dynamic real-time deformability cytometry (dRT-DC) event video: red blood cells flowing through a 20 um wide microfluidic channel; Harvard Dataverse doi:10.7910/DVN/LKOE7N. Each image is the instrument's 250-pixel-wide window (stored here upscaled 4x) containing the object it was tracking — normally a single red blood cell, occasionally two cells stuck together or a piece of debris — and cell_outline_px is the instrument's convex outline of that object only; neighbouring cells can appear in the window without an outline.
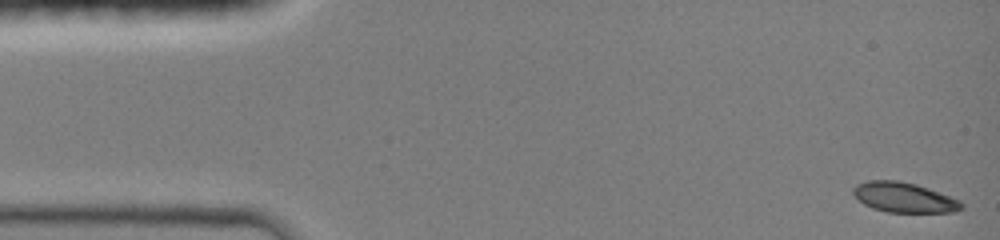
{"species": "common noctule bat (a hibernating species)", "species_latin": "Nyctalus noctula", "temperature_condition": "room temperature", "stored_images_in_passage": 45, "camera_frame_rate_fps": 3000, "um_per_image_px": 0.085, "animal": {"sex": "female", "body_mass_g": 19.0, "forearm_length_mm": 51.5}, "frame": {"image": 1, "passage_image": 1, "time_ms": 0.0, "image_size_px": [1000, 240], "cell_outline_px": [[964, 208], [952, 212], [888, 212], [872, 208], [864, 204], [852, 192], [852, 188], [856, 184], [868, 180], [896, 180], [916, 184], [928, 188], [960, 200], [964, 204]], "centroid_in_image_um": [76.84, 16.78], "position_along_channel_um": 8.2, "area_um2": 18.9}}
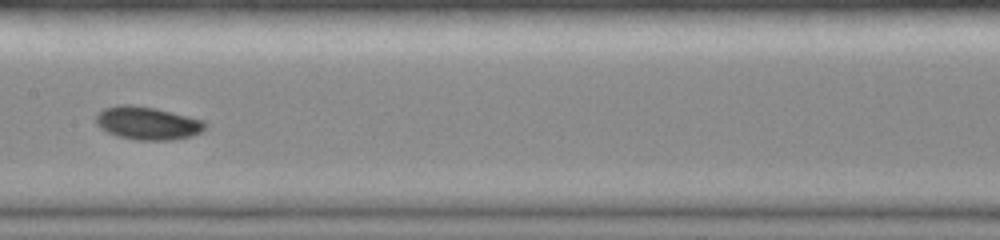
{"frame": {"image": 2, "passage_image": 23, "time_ms": 7.333, "image_size_px": [1000, 240], "cell_outline_px": [[208, 124], [200, 132], [192, 136], [172, 140], [136, 140], [116, 136], [100, 128], [96, 124], [96, 116], [104, 108], [120, 104], [132, 104], [156, 108], [204, 120]], "centroid_in_image_um": [12.54, 10.46], "position_along_channel_um": 194.9, "area_um2": 21.15}}
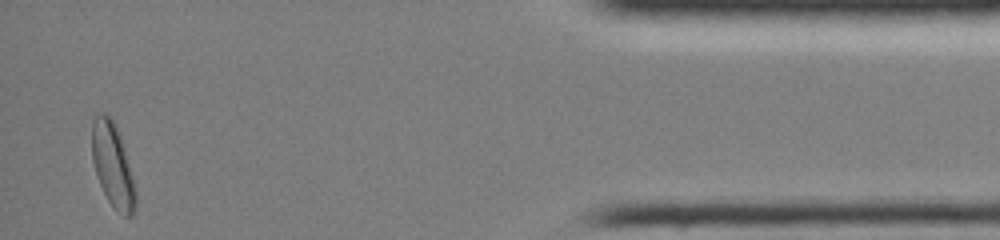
{"frame": {"image": 3, "passage_image": 44, "time_ms": 14.333, "image_size_px": [1000, 240], "cell_outline_px": [[136, 208], [132, 216], [124, 216], [112, 208], [100, 184], [92, 160], [92, 120], [96, 112], [108, 112], [120, 136], [136, 192]], "centroid_in_image_um": [9.56, 14.04], "position_along_channel_um": 425.6, "area_um2": 21.15}, "authors_computed_cell_mechanics": {"area_um2": 19.7676, "velocity_mm_per_s": 4.1571, "shape_relaxation_time_tau1_ms": 3.1168, "shape_relaxation_time_tau2_ms": null, "deformation_change_tau1": 0.1027, "deformation_change_tau2": null}}